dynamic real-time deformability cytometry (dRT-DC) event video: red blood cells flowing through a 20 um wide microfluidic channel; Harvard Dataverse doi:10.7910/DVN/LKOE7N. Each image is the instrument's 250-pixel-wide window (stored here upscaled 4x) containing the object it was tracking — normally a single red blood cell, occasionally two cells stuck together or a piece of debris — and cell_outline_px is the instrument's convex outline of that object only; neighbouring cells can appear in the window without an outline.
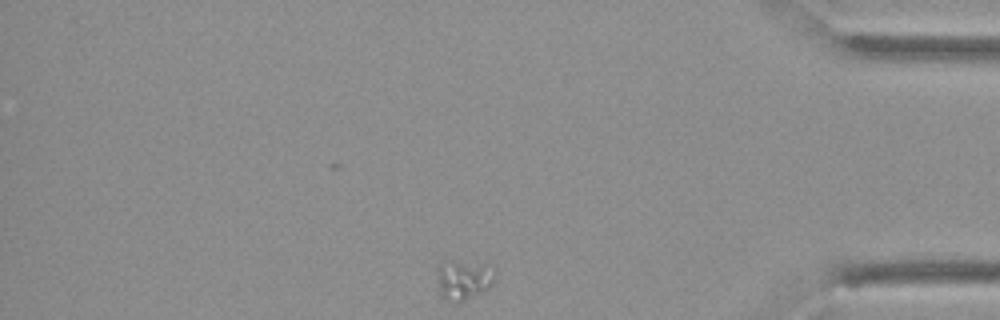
{"species": "Egyptian fruit bat (a non-hibernating species)", "species_latin": "Rousettus aegyptiacus", "temperature_condition": "cold", "stored_images_in_passage": 34, "camera_frame_rate_fps": 3000, "um_per_image_px": 0.085, "animal": {"sex": "female"}, "frame": {"image": 1, "passage_image": 34, "time_ms": 11.0, "image_size_px": [1000, 320], "cell_outline_px": [[496, 272], [488, 288], [460, 304], [452, 304], [440, 300], [436, 276], [436, 268], [448, 260], [452, 260], [484, 264], [496, 268]], "centroid_in_image_um": [39.32, 23.83], "position_along_channel_um": 395.9, "area_um2": 14.1}}